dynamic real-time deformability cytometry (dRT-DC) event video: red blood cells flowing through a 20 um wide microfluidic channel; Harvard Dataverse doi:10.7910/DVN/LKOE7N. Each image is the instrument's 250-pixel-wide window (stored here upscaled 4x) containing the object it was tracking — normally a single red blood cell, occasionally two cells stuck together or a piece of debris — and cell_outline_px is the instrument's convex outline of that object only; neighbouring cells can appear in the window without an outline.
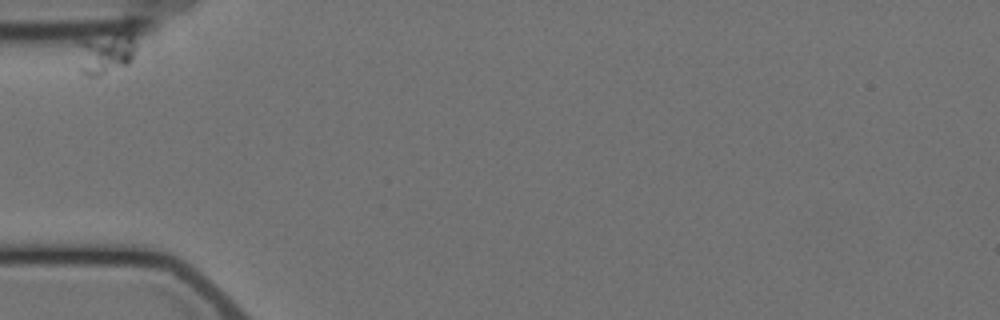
{"species": "Egyptian fruit bat (a non-hibernating species)", "species_latin": "Rousettus aegyptiacus", "temperature_condition": "cold", "stored_images_in_passage": 6, "camera_frame_rate_fps": 3000, "um_per_image_px": 0.085, "animal": {"sex": "female"}, "frame": {"image": 1, "passage_image": 1, "time_ms": 0.0, "image_size_px": [1000, 320], "cell_outline_px": [[136, 48], [132, 60], [128, 64], [100, 76], [88, 76], [80, 72], [80, 40], [128, 28], [132, 32], [136, 44]], "centroid_in_image_um": [9.07, 4.46], "position_along_channel_um": 75.9, "area_um2": 14.62}}
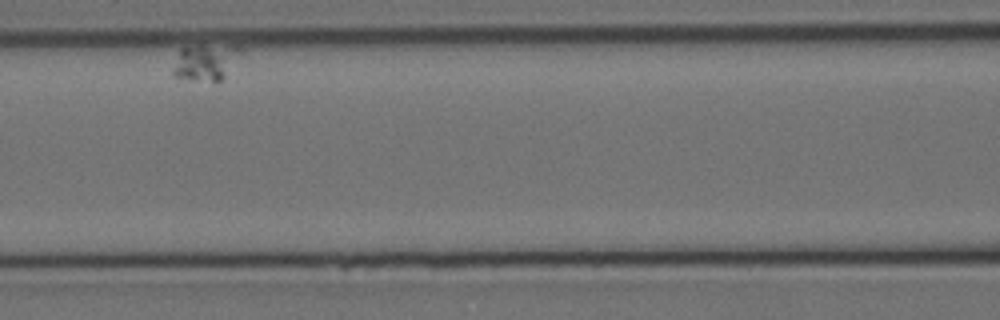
{"frame": {"image": 2, "passage_image": 5, "time_ms": 4.667, "image_size_px": [1000, 320], "cell_outline_px": [[244, 52], [224, 76], [220, 80], [212, 80], [172, 76], [172, 68], [180, 48], [200, 44], [240, 44], [244, 48]], "centroid_in_image_um": [17.55, 5.17], "position_along_channel_um": 149.1, "area_um2": 14.62}}
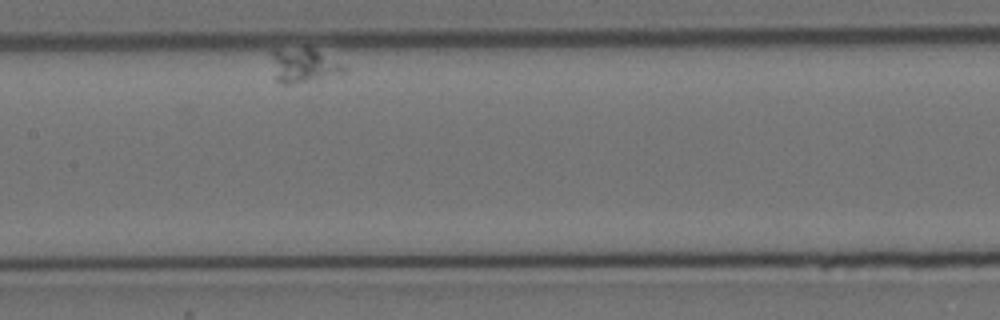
{"frame": {"image": 3, "passage_image": 6, "time_ms": 6.333, "image_size_px": [1000, 320], "cell_outline_px": [[348, 68], [344, 72], [292, 84], [280, 84], [276, 80], [272, 56], [272, 52], [308, 44]], "centroid_in_image_um": [25.8, 5.51], "position_along_channel_um": 181.6, "area_um2": 14.28}}